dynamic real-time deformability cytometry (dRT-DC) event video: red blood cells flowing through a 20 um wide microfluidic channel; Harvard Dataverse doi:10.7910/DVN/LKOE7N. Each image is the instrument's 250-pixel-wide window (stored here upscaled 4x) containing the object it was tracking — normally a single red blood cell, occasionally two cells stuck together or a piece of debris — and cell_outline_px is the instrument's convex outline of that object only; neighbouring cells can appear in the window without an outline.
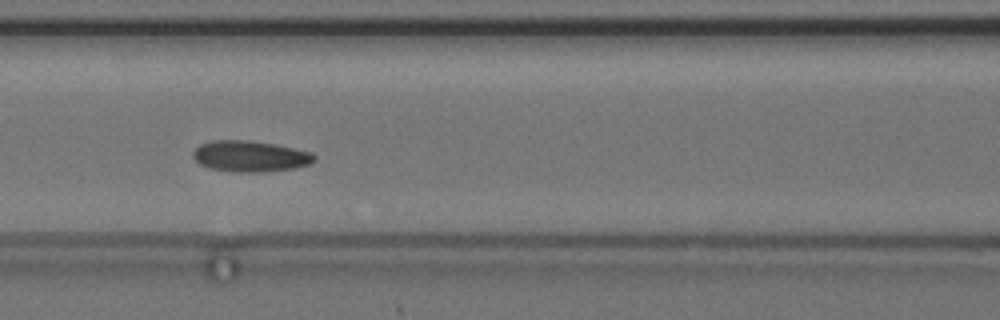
{"species": "common noctule bat (a hibernating species)", "species_latin": "Nyctalus noctula", "temperature_condition": "cold", "stored_images_in_passage": 31, "camera_frame_rate_fps": 3000, "um_per_image_px": 0.085, "animal": {"sex": "female", "body_mass_g": 24.6, "forearm_length_mm": 56.2}, "frame": {"image": 1, "passage_image": 10, "time_ms": 3.0, "image_size_px": [1000, 320], "cell_outline_px": [[316, 160], [308, 164], [292, 168], [264, 172], [236, 172], [208, 168], [200, 164], [192, 156], [192, 152], [200, 144], [212, 140], [248, 140], [276, 144], [312, 152], [316, 156]], "centroid_in_image_um": [21.25, 13.27], "position_along_channel_um": 145.3, "area_um2": 22.02}, "authors_computed_cell_mechanics": {"area_um2": 21.675, "velocity_mm_per_s": 3.6271, "shape_relaxation_time_tau1_ms": null, "shape_relaxation_time_tau2_ms": 2.227, "deformation_change_tau1": null, "deformation_change_tau2": 0.0799}}